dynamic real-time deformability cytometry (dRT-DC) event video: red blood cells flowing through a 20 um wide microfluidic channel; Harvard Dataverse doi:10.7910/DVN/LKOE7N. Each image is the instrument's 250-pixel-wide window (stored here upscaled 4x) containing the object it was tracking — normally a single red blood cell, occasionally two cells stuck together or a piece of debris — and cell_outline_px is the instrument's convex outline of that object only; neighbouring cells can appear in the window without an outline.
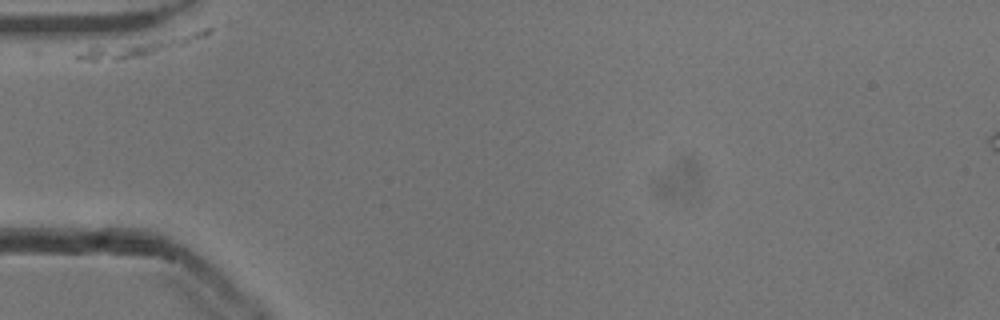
{"species": "common noctule bat (a hibernating species)", "species_latin": "Nyctalus noctula", "temperature_condition": "cold", "stored_images_in_passage": 11, "camera_frame_rate_fps": 3000, "um_per_image_px": 0.085, "animal": {"sex": "male", "body_mass_g": 13.3}, "frame": {"image": 1, "passage_image": 1, "time_ms": 0.0, "image_size_px": [1000, 320], "cell_outline_px": [[212, 32], [204, 36], [184, 44], [140, 56], [124, 60], [76, 60], [72, 56], [76, 52], [88, 48], [204, 28], [212, 28]], "centroid_in_image_um": [11.89, 3.94], "position_along_channel_um": 73.1, "area_um2": 13.47}}
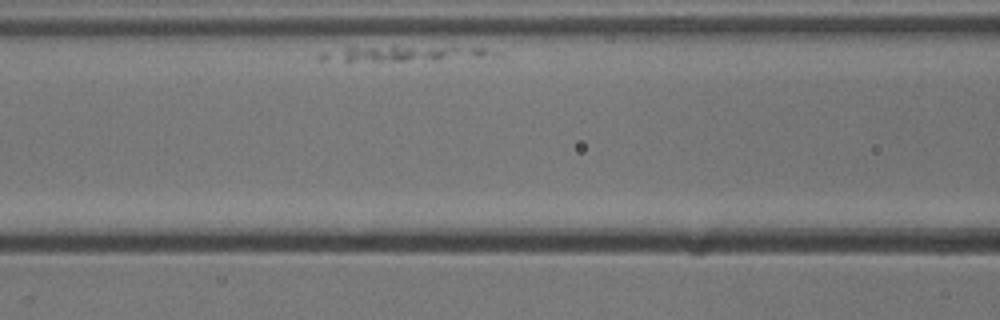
{"frame": {"image": 2, "passage_image": 8, "time_ms": 2.333, "image_size_px": [1000, 320], "cell_outline_px": [[488, 52], [480, 56], [404, 60], [316, 60], [316, 56], [324, 52], [348, 48], [396, 44], [484, 48]], "centroid_in_image_um": [34.03, 4.49], "position_along_channel_um": 132.6, "area_um2": 14.68}}